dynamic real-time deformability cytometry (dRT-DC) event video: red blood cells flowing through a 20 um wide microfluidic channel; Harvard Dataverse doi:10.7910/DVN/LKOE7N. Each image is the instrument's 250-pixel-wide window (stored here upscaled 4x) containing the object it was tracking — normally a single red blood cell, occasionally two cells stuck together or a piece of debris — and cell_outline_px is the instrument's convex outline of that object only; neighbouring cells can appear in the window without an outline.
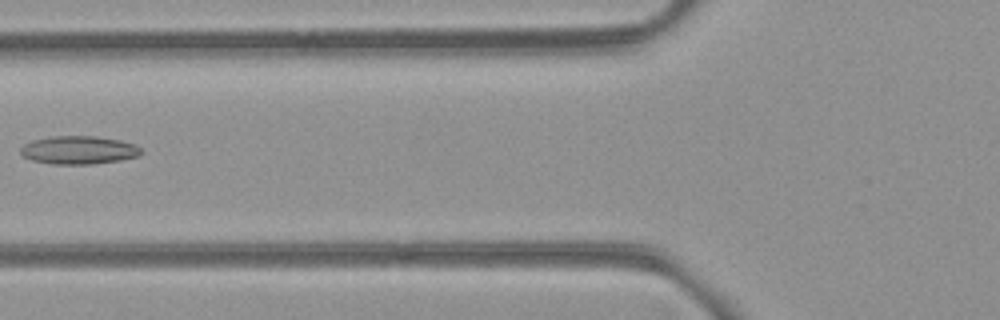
{"species": "common noctule bat (a hibernating species)", "species_latin": "Nyctalus noctula", "temperature_condition": "room temperature", "stored_images_in_passage": 6, "camera_frame_rate_fps": 3000, "um_per_image_px": 0.085, "animal": {"sex": "female", "body_mass_g": 21.9}, "frame": {"image": 1, "passage_image": 6, "time_ms": 5.667, "image_size_px": [1000, 320], "cell_outline_px": [[144, 152], [140, 156], [120, 160], [92, 164], [52, 164], [32, 160], [20, 156], [20, 148], [24, 144], [32, 140], [52, 136], [96, 136], [120, 140], [136, 144]], "centroid_in_image_um": [6.7, 12.75], "position_along_channel_um": 119.1, "area_um2": 20.06}}